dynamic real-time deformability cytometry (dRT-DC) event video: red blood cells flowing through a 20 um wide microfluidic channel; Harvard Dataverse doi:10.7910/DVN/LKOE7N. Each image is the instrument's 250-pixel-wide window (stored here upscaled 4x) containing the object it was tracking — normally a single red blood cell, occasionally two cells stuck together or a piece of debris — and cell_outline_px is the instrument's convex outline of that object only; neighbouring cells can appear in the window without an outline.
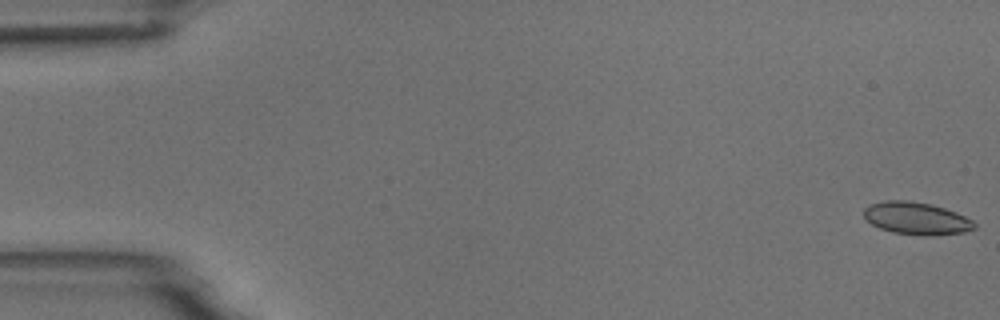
{"species": "common noctule bat (a hibernating species)", "species_latin": "Nyctalus noctula", "temperature_condition": "room temperature", "stored_images_in_passage": 6, "camera_frame_rate_fps": 3000, "um_per_image_px": 0.085, "animal": {"sex": "male", "body_mass_g": 18.8}, "frame": {"image": 1, "passage_image": 1, "time_ms": 0.0, "image_size_px": [1000, 320], "cell_outline_px": [[976, 228], [964, 232], [924, 236], [920, 236], [892, 232], [880, 228], [872, 224], [864, 216], [864, 208], [872, 204], [884, 200], [908, 200], [932, 204], [956, 212], [972, 220], [976, 224]], "centroid_in_image_um": [77.9, 18.56], "position_along_channel_um": 7.1, "area_um2": 20.87}}
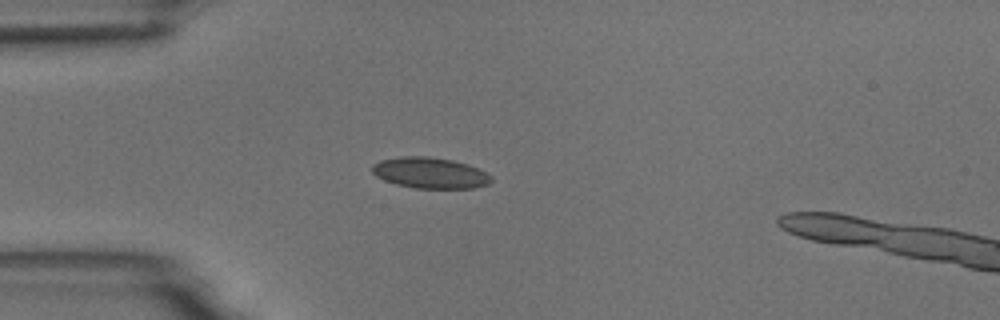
{"frame": {"image": 2, "passage_image": 5, "time_ms": 4.667, "image_size_px": [1000, 320], "cell_outline_px": [[492, 180], [488, 184], [472, 188], [416, 188], [396, 184], [384, 180], [376, 176], [372, 172], [372, 164], [380, 160], [404, 156], [428, 156], [452, 160], [476, 168], [492, 176]], "centroid_in_image_um": [36.51, 14.7], "position_along_channel_um": 48.5, "area_um2": 21.27}}